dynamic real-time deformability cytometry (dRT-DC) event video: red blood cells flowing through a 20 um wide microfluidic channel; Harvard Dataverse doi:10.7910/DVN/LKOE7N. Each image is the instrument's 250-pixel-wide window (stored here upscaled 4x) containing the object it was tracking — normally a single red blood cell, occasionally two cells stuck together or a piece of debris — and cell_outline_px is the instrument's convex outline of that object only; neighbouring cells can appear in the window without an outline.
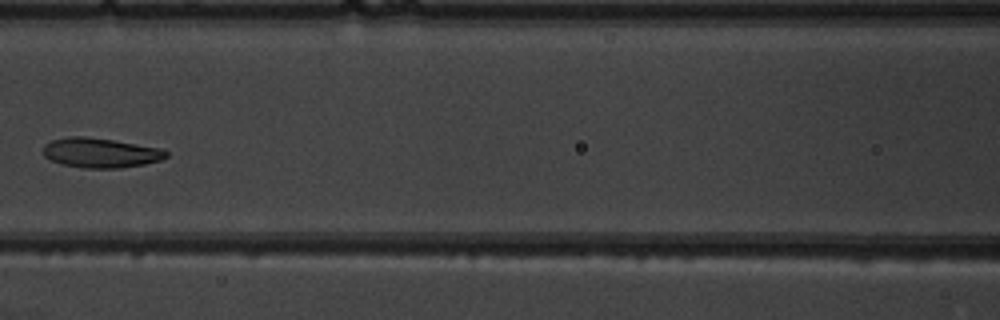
{"species": "common noctule bat (a hibernating species)", "species_latin": "Nyctalus noctula", "temperature_condition": "warm", "stored_images_in_passage": 6, "camera_frame_rate_fps": 3000, "um_per_image_px": 0.085, "animal": {"sex": "male", "body_mass_g": 19.5, "forearm_length_mm": 54.6}, "frame": {"image": 1, "passage_image": 5, "time_ms": 5.0, "image_size_px": [1000, 320], "cell_outline_px": [[168, 156], [160, 160], [144, 164], [120, 168], [84, 168], [64, 164], [52, 160], [44, 156], [44, 144], [52, 140], [68, 136], [84, 136], [112, 140], [164, 148], [168, 152]], "centroid_in_image_um": [8.58, 12.98], "position_along_channel_um": 158.0, "area_um2": 21.27}}
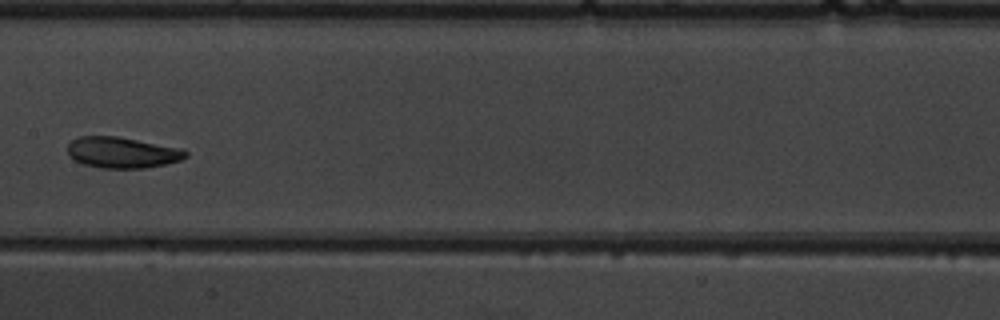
{"frame": {"image": 2, "passage_image": 6, "time_ms": 6.0, "image_size_px": [1000, 320], "cell_outline_px": [[188, 156], [180, 160], [164, 164], [144, 168], [100, 168], [84, 164], [76, 160], [68, 152], [68, 144], [72, 140], [80, 136], [116, 136], [184, 148], [188, 152]], "centroid_in_image_um": [10.43, 12.96], "position_along_channel_um": 197.0, "area_um2": 21.27}}